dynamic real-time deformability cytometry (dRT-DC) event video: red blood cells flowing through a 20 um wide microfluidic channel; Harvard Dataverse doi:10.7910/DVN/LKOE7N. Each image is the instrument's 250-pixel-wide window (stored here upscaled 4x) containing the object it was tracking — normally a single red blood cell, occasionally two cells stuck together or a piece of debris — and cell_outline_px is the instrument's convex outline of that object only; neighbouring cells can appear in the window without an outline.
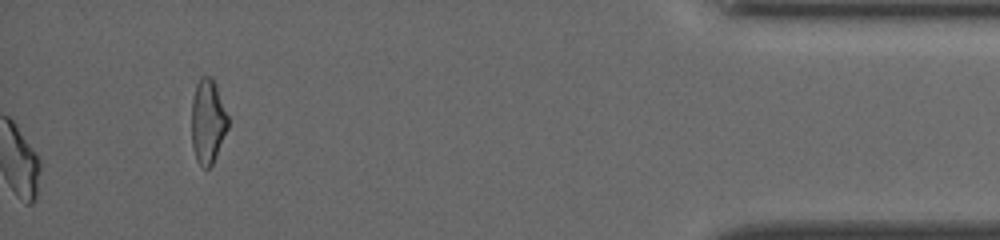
{"species": "common noctule bat (a hibernating species)", "species_latin": "Nyctalus noctula", "temperature_condition": "cold", "stored_images_in_passage": 38, "camera_frame_rate_fps": 3000, "um_per_image_px": 0.085, "animal": {"sex": "female", "body_mass_g": 19.5, "forearm_length_mm": 54.1}, "frame": {"image": 1, "passage_image": 38, "time_ms": 12.333, "image_size_px": [1000, 240], "cell_outline_px": [[228, 128], [216, 156], [212, 164], [208, 168], [204, 168], [196, 160], [192, 148], [192, 100], [196, 84], [200, 76], [212, 76], [216, 84], [228, 116]], "centroid_in_image_um": [17.66, 10.3], "position_along_channel_um": 417.5, "area_um2": 17.98}, "authors_computed_cell_mechanics": {"area_um2": 19.363, "velocity_mm_per_s": 3.8785, "shape_relaxation_time_tau1_ms": 5.1813, "shape_relaxation_time_tau2_ms": 2.0783, "deformation_change_tau1": 0.1724, "deformation_change_tau2": 0.0728}}